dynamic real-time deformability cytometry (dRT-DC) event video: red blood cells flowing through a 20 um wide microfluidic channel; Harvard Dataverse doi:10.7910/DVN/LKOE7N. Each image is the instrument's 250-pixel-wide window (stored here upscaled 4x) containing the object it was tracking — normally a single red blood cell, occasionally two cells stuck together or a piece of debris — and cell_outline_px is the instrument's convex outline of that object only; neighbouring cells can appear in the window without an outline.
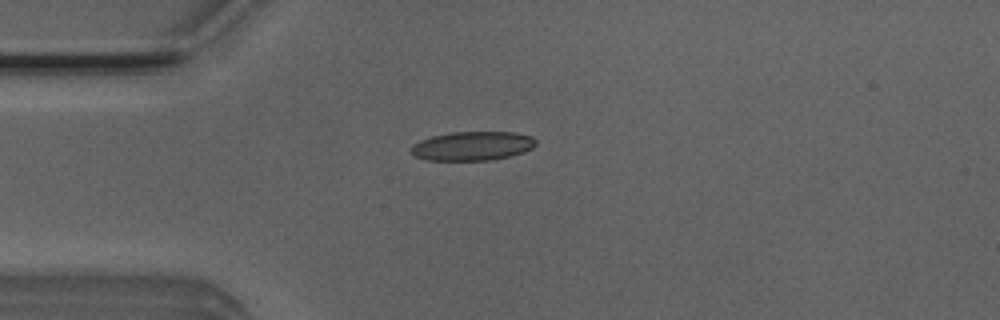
{"species": "Egyptian fruit bat (a non-hibernating species)", "species_latin": "Rousettus aegyptiacus", "temperature_condition": "room temperature", "stored_images_in_passage": 5, "camera_frame_rate_fps": 3000, "um_per_image_px": 0.085, "animal": {"sex": "male"}, "frame": {"image": 1, "passage_image": 5, "time_ms": 1.333, "image_size_px": [1000, 320], "cell_outline_px": [[536, 144], [532, 148], [524, 152], [492, 160], [424, 160], [416, 156], [412, 152], [412, 144], [420, 140], [432, 136], [452, 132], [512, 132], [532, 136], [536, 140]], "centroid_in_image_um": [40.16, 12.4], "position_along_channel_um": 44.8, "area_um2": 21.04}}